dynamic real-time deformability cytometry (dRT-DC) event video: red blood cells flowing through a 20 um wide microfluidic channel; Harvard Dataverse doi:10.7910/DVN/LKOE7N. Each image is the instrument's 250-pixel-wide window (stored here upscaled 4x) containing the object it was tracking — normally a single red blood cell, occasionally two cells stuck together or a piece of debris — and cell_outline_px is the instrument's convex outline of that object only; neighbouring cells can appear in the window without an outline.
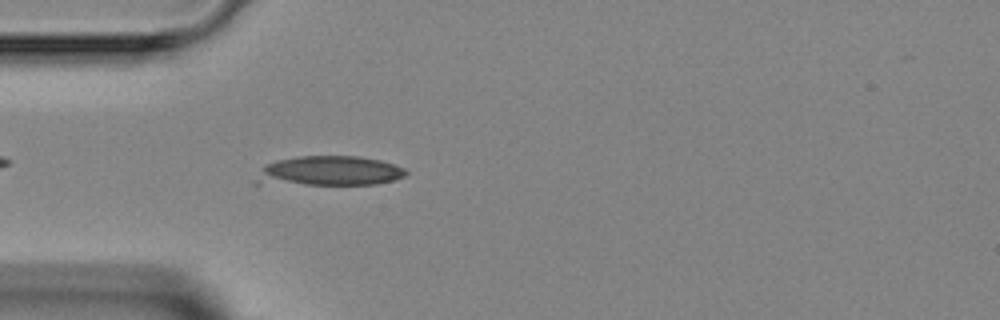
{"species": "Egyptian fruit bat (a non-hibernating species)", "species_latin": "Rousettus aegyptiacus", "temperature_condition": "room temperature", "stored_images_in_passage": 4, "camera_frame_rate_fps": 3000, "um_per_image_px": 0.085, "animal": {"sex": "female"}, "frame": {"image": 1, "passage_image": 4, "time_ms": 3.333, "image_size_px": [1000, 320], "cell_outline_px": [[408, 172], [404, 176], [392, 180], [376, 184], [252, 184], [252, 180], [264, 164], [276, 160], [300, 156], [360, 156], [380, 160], [404, 168]], "centroid_in_image_um": [27.87, 14.53], "position_along_channel_um": 57.1, "area_um2": 26.18}}